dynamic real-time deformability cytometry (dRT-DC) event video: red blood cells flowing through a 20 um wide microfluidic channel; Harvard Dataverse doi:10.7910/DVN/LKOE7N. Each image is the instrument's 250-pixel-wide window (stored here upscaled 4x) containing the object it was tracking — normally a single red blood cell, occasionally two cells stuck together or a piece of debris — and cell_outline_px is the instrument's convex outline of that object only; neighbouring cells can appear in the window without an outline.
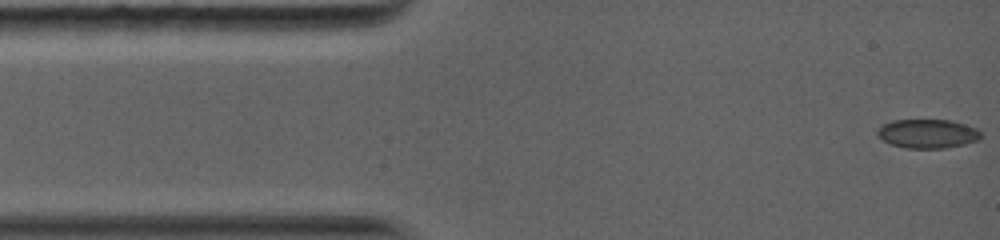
{"species": "common noctule bat (a hibernating species)", "species_latin": "Nyctalus noctula", "temperature_condition": "warm", "stored_images_in_passage": 33, "camera_frame_rate_fps": 5000, "um_per_image_px": 0.085, "animal": {"sex": "female", "body_mass_g": 19.0, "forearm_length_mm": 56.7}, "frame": {"image": 1, "passage_image": 1, "time_ms": 0.0, "image_size_px": [1000, 240], "cell_outline_px": [[980, 136], [976, 140], [964, 144], [944, 148], [904, 148], [892, 144], [884, 140], [876, 132], [884, 124], [892, 120], [952, 120], [976, 128], [980, 132]], "centroid_in_image_um": [78.85, 11.36], "position_along_channel_um": 6.2, "area_um2": 17.17}}
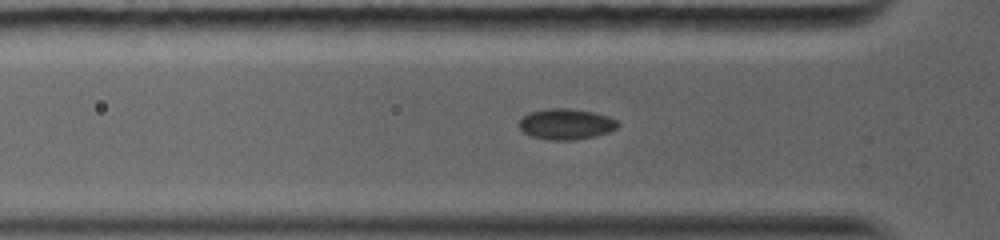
{"frame": {"image": 2, "passage_image": 19, "time_ms": 3.6, "image_size_px": [1000, 240], "cell_outline_px": [[620, 124], [616, 128], [608, 132], [596, 136], [572, 140], [548, 140], [532, 136], [524, 132], [520, 128], [520, 120], [528, 112], [548, 108], [564, 108], [592, 112], [608, 116], [616, 120]], "centroid_in_image_um": [48.11, 10.55], "position_along_channel_um": 77.7, "area_um2": 17.57}}
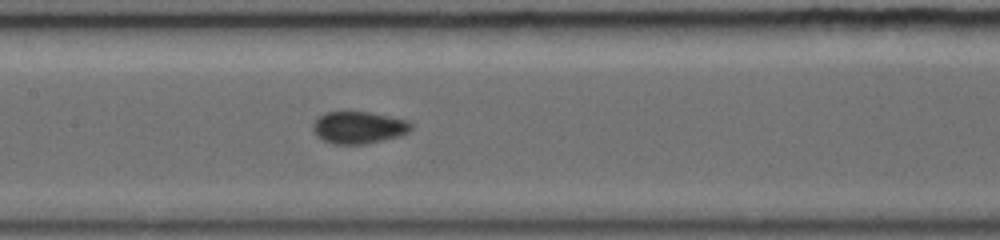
{"frame": {"image": 3, "passage_image": 32, "time_ms": 6.0, "image_size_px": [1000, 240], "cell_outline_px": [[412, 128], [408, 132], [400, 136], [364, 144], [332, 144], [316, 136], [312, 128], [312, 124], [324, 112], [368, 112], [408, 120], [412, 124]], "centroid_in_image_um": [30.48, 10.84], "position_along_channel_um": 176.9, "area_um2": 18.32}}